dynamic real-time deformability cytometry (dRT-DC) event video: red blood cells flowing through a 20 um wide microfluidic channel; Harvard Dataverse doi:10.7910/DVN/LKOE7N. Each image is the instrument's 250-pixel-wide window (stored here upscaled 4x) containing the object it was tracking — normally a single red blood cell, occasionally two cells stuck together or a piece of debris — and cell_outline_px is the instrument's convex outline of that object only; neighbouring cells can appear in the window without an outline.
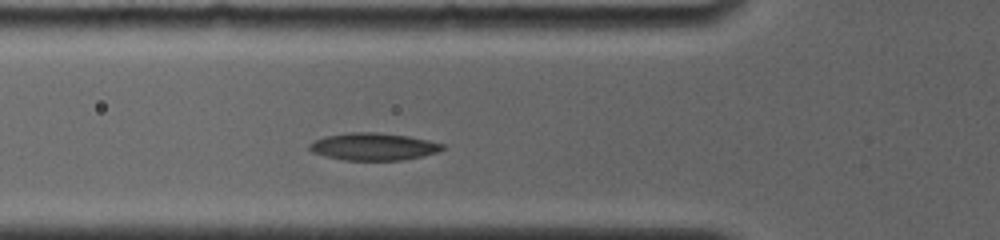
{"species": "common noctule bat (a hibernating species)", "species_latin": "Nyctalus noctula", "temperature_condition": "room temperature", "stored_images_in_passage": 10, "camera_frame_rate_fps": 4000, "um_per_image_px": 0.085, "animal": {"sex": "female", "body_mass_g": 19.0, "forearm_length_mm": 56.7}, "frame": {"image": 1, "passage_image": 5, "time_ms": 3.0, "image_size_px": [1000, 240], "cell_outline_px": [[444, 148], [436, 152], [424, 156], [400, 160], [344, 160], [324, 156], [312, 152], [308, 148], [308, 144], [312, 140], [324, 136], [348, 132], [372, 132], [408, 136], [428, 140], [444, 144]], "centroid_in_image_um": [31.68, 12.46], "position_along_channel_um": 94.1, "area_um2": 21.27}}
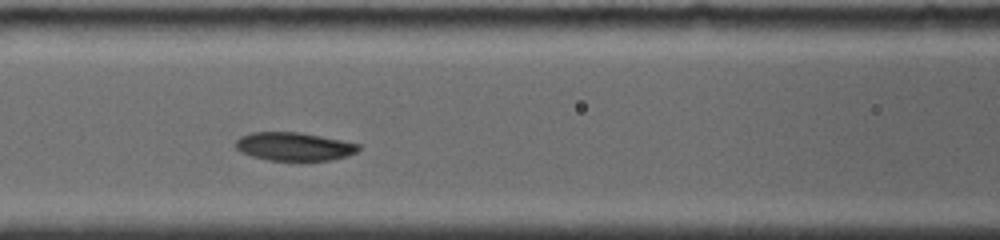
{"frame": {"image": 2, "passage_image": 7, "time_ms": 4.25, "image_size_px": [1000, 240], "cell_outline_px": [[360, 148], [356, 152], [348, 156], [328, 160], [268, 160], [252, 156], [240, 152], [232, 144], [240, 136], [252, 132], [300, 132], [360, 144]], "centroid_in_image_um": [24.95, 12.45], "position_along_channel_um": 141.7, "area_um2": 20.29}}
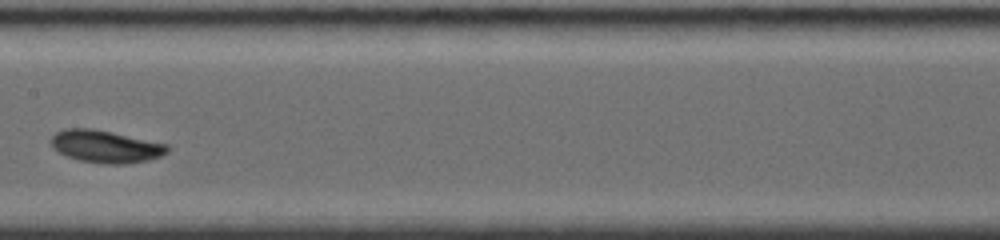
{"frame": {"image": 3, "passage_image": 9, "time_ms": 5.75, "image_size_px": [1000, 240], "cell_outline_px": [[172, 148], [168, 152], [160, 156], [148, 160], [128, 164], [104, 164], [80, 160], [68, 156], [52, 148], [48, 140], [56, 132], [64, 128], [92, 128], [112, 132], [168, 144]], "centroid_in_image_um": [8.98, 12.44], "position_along_channel_um": 198.4, "area_um2": 22.2}}